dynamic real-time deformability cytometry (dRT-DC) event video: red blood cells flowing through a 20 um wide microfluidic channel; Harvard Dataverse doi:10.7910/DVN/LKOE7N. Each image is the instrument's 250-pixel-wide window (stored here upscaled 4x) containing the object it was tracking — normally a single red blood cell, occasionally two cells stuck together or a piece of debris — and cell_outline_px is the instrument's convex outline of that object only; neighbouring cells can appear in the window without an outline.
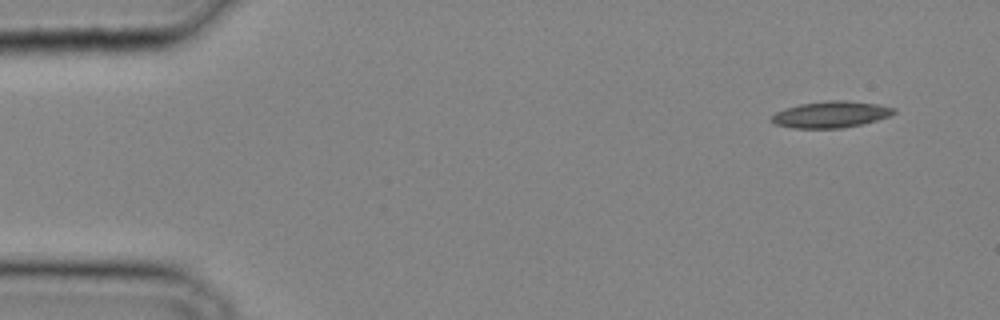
{"species": "common noctule bat (a hibernating species)", "species_latin": "Nyctalus noctula", "temperature_condition": "cold", "stored_images_in_passage": 11, "camera_frame_rate_fps": 3000, "um_per_image_px": 0.085, "animal": {"sex": "male", "body_mass_g": 20.4}, "frame": {"image": 1, "passage_image": 1, "time_ms": 0.0, "image_size_px": [1000, 320], "cell_outline_px": [[896, 112], [888, 116], [876, 120], [844, 128], [796, 128], [776, 124], [768, 120], [776, 112], [784, 108], [800, 104], [828, 100], [844, 100], [876, 104], [896, 108]], "centroid_in_image_um": [70.59, 9.72], "position_along_channel_um": 14.4, "area_um2": 18.73}}
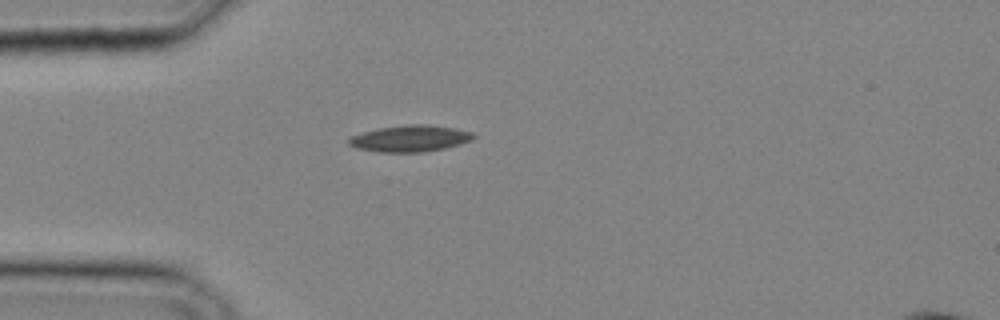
{"frame": {"image": 2, "passage_image": 8, "time_ms": 2.333, "image_size_px": [1000, 320], "cell_outline_px": [[476, 136], [472, 140], [460, 144], [444, 148], [420, 152], [380, 152], [356, 148], [348, 144], [348, 140], [352, 136], [364, 132], [380, 128], [408, 124], [424, 124], [452, 128], [472, 132]], "centroid_in_image_um": [34.86, 11.77], "position_along_channel_um": 50.1, "area_um2": 18.96}}
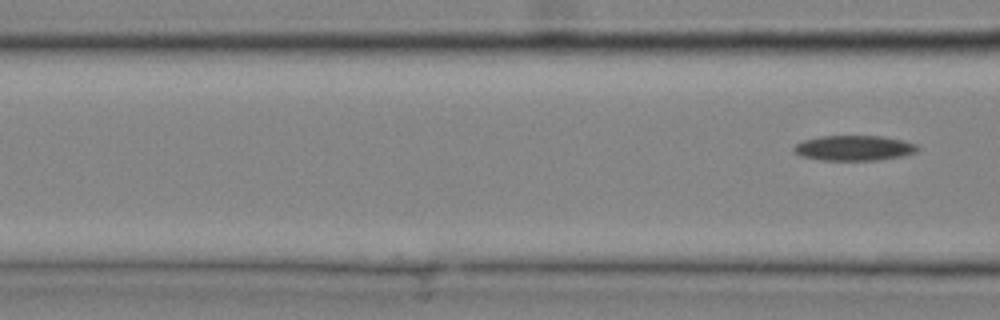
{"frame": {"image": 3, "passage_image": 11, "time_ms": 3.333, "image_size_px": [1000, 320], "cell_outline_px": [[920, 148], [916, 152], [900, 156], [880, 160], [820, 160], [800, 156], [792, 148], [796, 144], [804, 140], [820, 136], [880, 136], [900, 140], [916, 144]], "centroid_in_image_um": [72.57, 12.58], "position_along_channel_um": 94.0, "area_um2": 18.03}}